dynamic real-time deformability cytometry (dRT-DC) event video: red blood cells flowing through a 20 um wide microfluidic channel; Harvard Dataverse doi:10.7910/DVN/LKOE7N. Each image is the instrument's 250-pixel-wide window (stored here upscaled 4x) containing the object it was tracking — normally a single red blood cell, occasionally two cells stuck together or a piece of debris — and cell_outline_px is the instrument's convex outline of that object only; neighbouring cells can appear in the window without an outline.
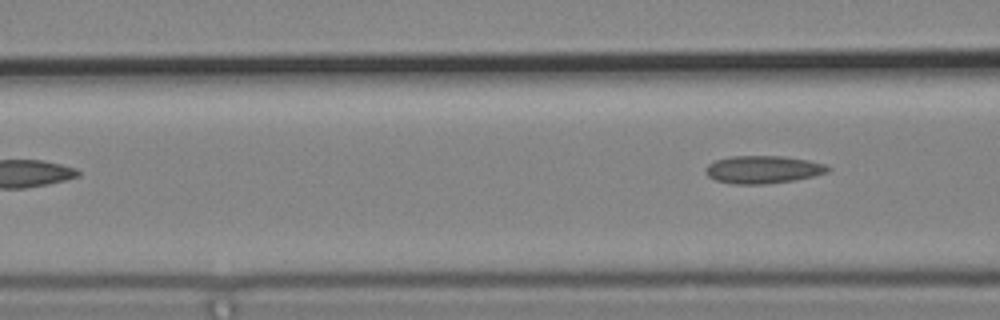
{"species": "common noctule bat (a hibernating species)", "species_latin": "Nyctalus noctula", "temperature_condition": "cold", "stored_images_in_passage": 5, "camera_frame_rate_fps": 3000, "um_per_image_px": 0.085, "animal": {"sex": "male", "body_mass_g": 19.2, "forearm_length_mm": 51.8}, "frame": {"image": 1, "passage_image": 5, "time_ms": 1.333, "image_size_px": [1000, 320], "cell_outline_px": [[832, 168], [828, 172], [812, 176], [792, 180], [764, 184], [732, 184], [716, 180], [708, 176], [704, 172], [704, 168], [708, 164], [716, 160], [732, 156], [784, 156], [808, 160], [828, 164]], "centroid_in_image_um": [64.86, 14.4], "position_along_channel_um": 101.7, "area_um2": 19.83}}